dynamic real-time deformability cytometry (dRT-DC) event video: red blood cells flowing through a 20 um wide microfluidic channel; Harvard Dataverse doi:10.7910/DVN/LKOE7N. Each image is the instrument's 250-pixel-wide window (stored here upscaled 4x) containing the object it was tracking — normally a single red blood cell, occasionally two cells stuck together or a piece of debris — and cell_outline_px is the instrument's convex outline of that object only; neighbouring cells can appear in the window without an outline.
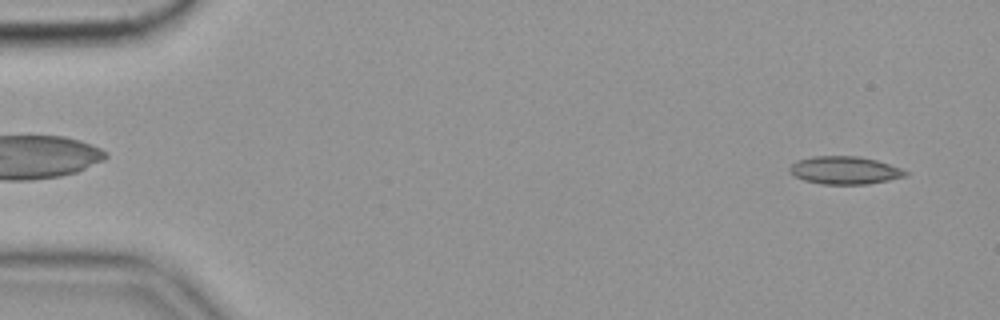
{"species": "common noctule bat (a hibernating species)", "species_latin": "Nyctalus noctula", "temperature_condition": "cold", "stored_images_in_passage": 56, "camera_frame_rate_fps": 3000, "um_per_image_px": 0.085, "animal": {"sex": "female", "body_mass_g": 19.9}, "frame": {"image": 1, "passage_image": 3, "time_ms": 0.667, "image_size_px": [1000, 320], "cell_outline_px": [[908, 176], [868, 184], [820, 184], [804, 180], [788, 172], [788, 168], [796, 160], [812, 156], [860, 156], [876, 160], [900, 168], [908, 172]], "centroid_in_image_um": [71.77, 14.47], "position_along_channel_um": 13.2, "area_um2": 18.84}}
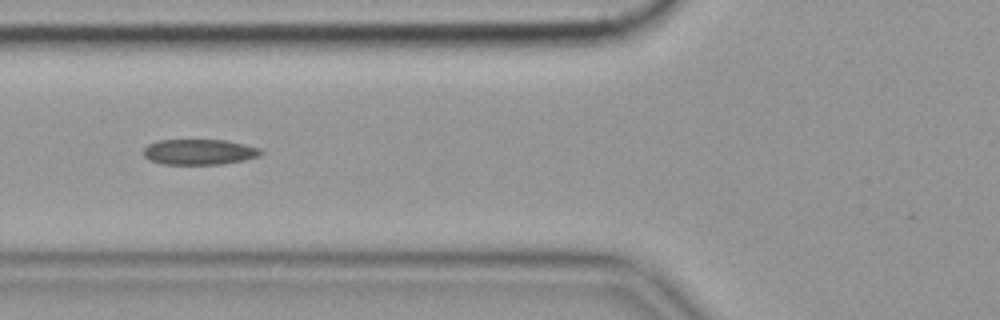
{"frame": {"image": 2, "passage_image": 21, "time_ms": 6.667, "image_size_px": [1000, 320], "cell_outline_px": [[264, 152], [260, 156], [244, 160], [224, 164], [164, 164], [148, 160], [144, 156], [144, 148], [148, 144], [156, 140], [228, 140], [260, 148]], "centroid_in_image_um": [16.95, 12.91], "position_along_channel_um": 108.9, "area_um2": 17.63}}
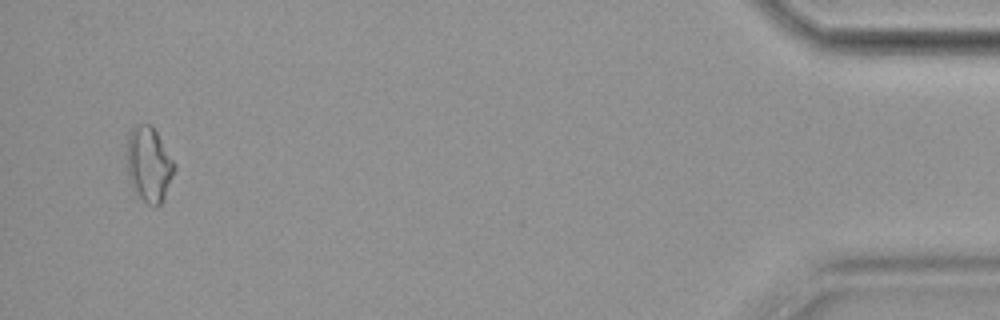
{"frame": {"image": 3, "passage_image": 54, "time_ms": 17.667, "image_size_px": [1000, 320], "cell_outline_px": [[176, 168], [164, 196], [160, 204], [156, 208], [148, 204], [140, 196], [128, 180], [128, 132], [132, 128], [140, 124], [152, 124], [176, 164]], "centroid_in_image_um": [12.68, 13.95], "position_along_channel_um": 422.5, "area_um2": 20.52}, "authors_computed_cell_mechanics": {"area_um2": 17.6579, "velocity_mm_per_s": 3.5473, "shape_relaxation_time_tau1_ms": null, "shape_relaxation_time_tau2_ms": 5.3899, "deformation_change_tau1": null, "deformation_change_tau2": 0.143}}